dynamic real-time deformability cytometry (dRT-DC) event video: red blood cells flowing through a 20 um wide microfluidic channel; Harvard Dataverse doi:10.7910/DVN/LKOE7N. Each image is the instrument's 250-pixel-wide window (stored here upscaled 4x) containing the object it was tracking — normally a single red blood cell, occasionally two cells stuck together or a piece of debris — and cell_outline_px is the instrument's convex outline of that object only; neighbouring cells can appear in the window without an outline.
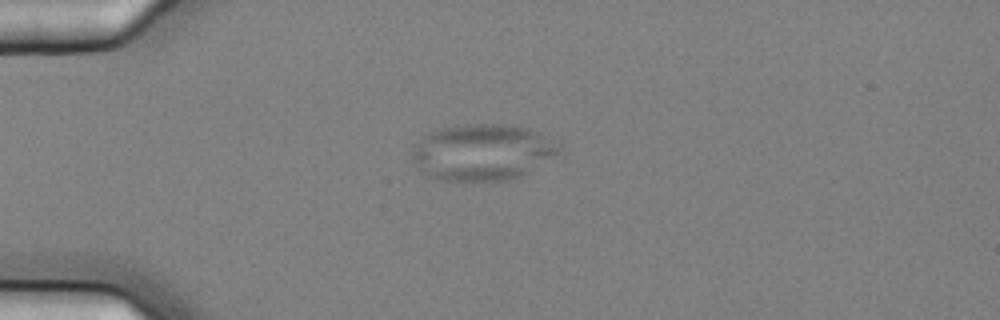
{"species": "common noctule bat (a hibernating species)", "species_latin": "Nyctalus noctula", "temperature_condition": "cold", "stored_images_in_passage": 2, "camera_frame_rate_fps": 3000, "um_per_image_px": 0.085, "animal": {"sex": "female", "body_mass_g": 25.1}, "frame": {"image": 1, "passage_image": 1, "time_ms": 0.0, "image_size_px": [1000, 320], "cell_outline_px": [[560, 148], [556, 152], [528, 172], [520, 176], [508, 180], [444, 180], [428, 176], [412, 156], [416, 144], [420, 140], [432, 132], [440, 128], [464, 124], [504, 124], [528, 128], [540, 132], [560, 140]], "centroid_in_image_um": [41.06, 12.91], "position_along_channel_um": 43.9, "area_um2": 47.4}}